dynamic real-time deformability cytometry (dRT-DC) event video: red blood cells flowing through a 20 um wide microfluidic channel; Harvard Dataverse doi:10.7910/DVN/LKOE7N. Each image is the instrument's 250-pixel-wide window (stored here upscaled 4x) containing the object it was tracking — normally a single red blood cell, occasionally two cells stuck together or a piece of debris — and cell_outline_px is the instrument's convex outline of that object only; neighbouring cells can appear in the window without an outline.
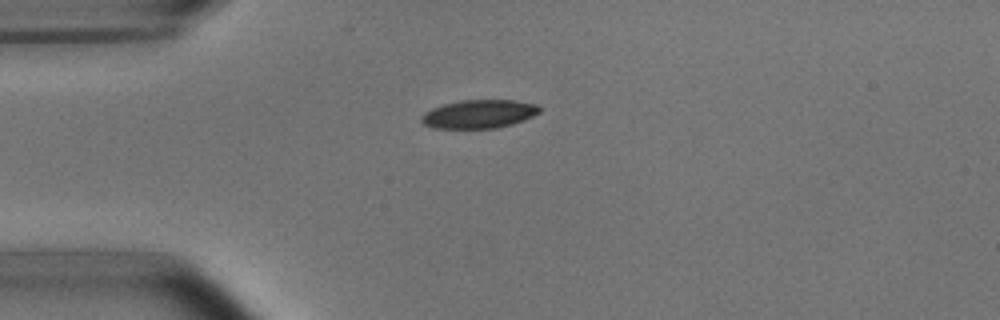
{"species": "common noctule bat (a hibernating species)", "species_latin": "Nyctalus noctula", "temperature_condition": "room temperature", "stored_images_in_passage": 5, "camera_frame_rate_fps": 3000, "um_per_image_px": 0.085, "animal": {"sex": "male", "body_mass_g": 15.6}, "frame": {"image": 1, "passage_image": 5, "time_ms": 4.667, "image_size_px": [1000, 320], "cell_outline_px": [[540, 112], [532, 116], [512, 124], [496, 128], [432, 128], [424, 124], [420, 120], [420, 116], [424, 112], [432, 108], [444, 104], [460, 100], [512, 100], [536, 104], [540, 108]], "centroid_in_image_um": [40.67, 9.69], "position_along_channel_um": 44.3, "area_um2": 19.54}}